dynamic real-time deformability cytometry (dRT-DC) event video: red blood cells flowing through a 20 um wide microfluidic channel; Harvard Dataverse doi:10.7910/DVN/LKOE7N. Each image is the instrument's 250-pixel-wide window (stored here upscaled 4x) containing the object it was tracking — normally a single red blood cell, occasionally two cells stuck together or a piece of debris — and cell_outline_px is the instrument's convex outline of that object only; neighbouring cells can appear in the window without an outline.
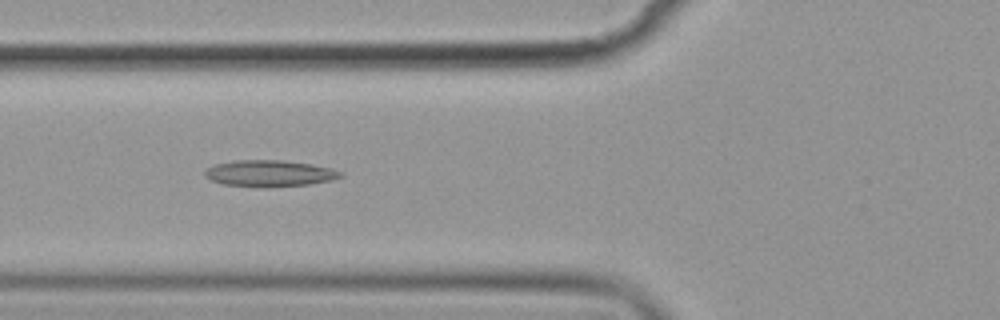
{"species": "common noctule bat (a hibernating species)", "species_latin": "Nyctalus noctula", "temperature_condition": "cold", "stored_images_in_passage": 56, "camera_frame_rate_fps": 3000, "um_per_image_px": 0.085, "animal": {"sex": "female", "body_mass_g": 19.9}, "frame": {"image": 1, "passage_image": 21, "time_ms": 6.667, "image_size_px": [1000, 320], "cell_outline_px": [[344, 176], [332, 180], [308, 184], [268, 188], [264, 188], [224, 184], [212, 180], [204, 176], [204, 172], [208, 168], [216, 164], [236, 160], [284, 160], [312, 164], [332, 168], [344, 172]], "centroid_in_image_um": [22.96, 14.74], "position_along_channel_um": 102.8, "area_um2": 21.1}}
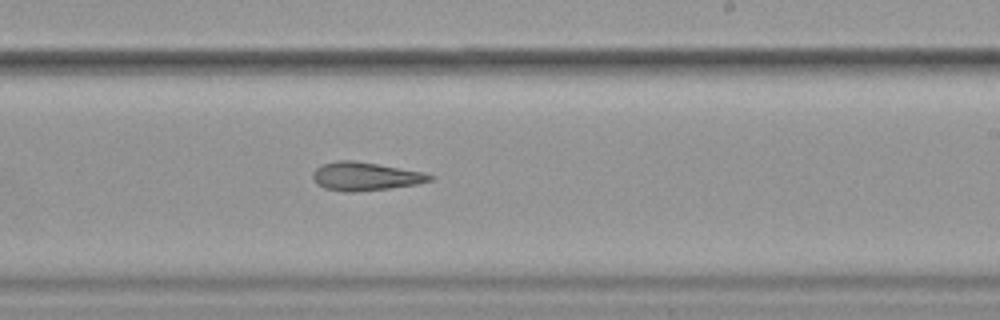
{"frame": {"image": 2, "passage_image": 34, "time_ms": 11.0, "image_size_px": [1000, 320], "cell_outline_px": [[432, 180], [416, 184], [388, 188], [352, 192], [344, 192], [324, 188], [316, 184], [312, 176], [312, 172], [320, 164], [336, 160], [352, 160], [424, 172], [432, 176]], "centroid_in_image_um": [30.97, 14.98], "position_along_channel_um": 258.0, "area_um2": 19.25}}
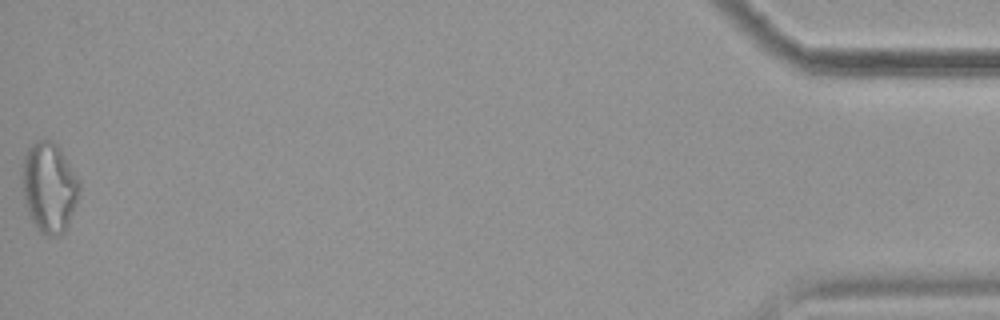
{"frame": {"image": 3, "passage_image": 56, "time_ms": 18.333, "image_size_px": [1000, 320], "cell_outline_px": [[80, 188], [64, 236], [44, 236], [40, 232], [28, 216], [24, 200], [24, 156], [28, 148], [32, 144], [40, 140], [52, 140], [60, 148], [80, 180]], "centroid_in_image_um": [4.2, 15.97], "position_along_channel_um": 431.0, "area_um2": 29.82}, "authors_computed_cell_mechanics": {"area_um2": 21.097, "velocity_mm_per_s": 3.5815, "shape_relaxation_time_tau1_ms": 10.2238, "shape_relaxation_time_tau2_ms": 8.0594, "deformation_change_tau1": 0.1973, "deformation_change_tau2": 0.2197}}